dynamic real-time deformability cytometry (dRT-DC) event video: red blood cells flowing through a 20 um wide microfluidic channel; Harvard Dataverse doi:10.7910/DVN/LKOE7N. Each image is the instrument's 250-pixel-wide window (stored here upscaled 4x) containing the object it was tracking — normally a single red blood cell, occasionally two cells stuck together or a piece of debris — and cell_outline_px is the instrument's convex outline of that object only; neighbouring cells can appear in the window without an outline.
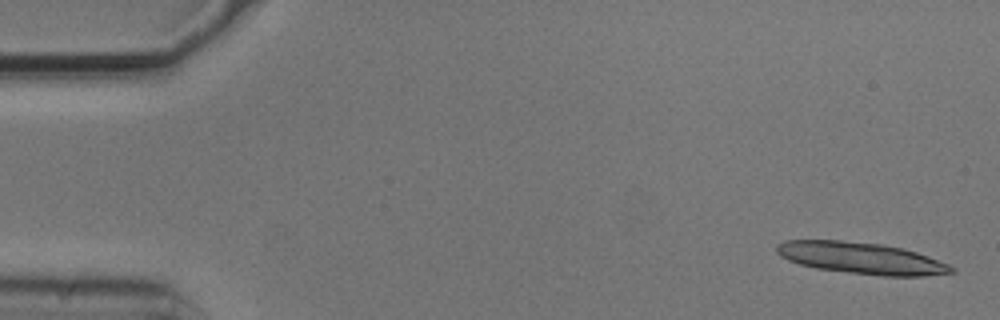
{"species": "common noctule bat (a hibernating species)", "species_latin": "Nyctalus noctula", "temperature_condition": "cold", "stored_images_in_passage": 5, "camera_frame_rate_fps": 3000, "um_per_image_px": 0.085, "animal": {"sex": "male", "body_mass_g": 20.5, "forearm_length_mm": 52.5}, "frame": {"image": 1, "passage_image": 1, "time_ms": 0.0, "image_size_px": [1000, 320], "cell_outline_px": [[956, 272], [924, 276], [880, 276], [816, 268], [800, 264], [788, 260], [780, 256], [776, 252], [776, 244], [784, 240], [840, 240], [880, 244], [904, 248], [928, 256], [948, 264], [956, 268]], "centroid_in_image_um": [73.21, 21.94], "position_along_channel_um": 11.8, "area_um2": 32.25}}